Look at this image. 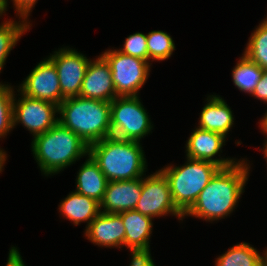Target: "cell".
I'll list each match as a JSON object with an SVG mask.
<instances>
[{"mask_svg": "<svg viewBox=\"0 0 267 266\" xmlns=\"http://www.w3.org/2000/svg\"><path fill=\"white\" fill-rule=\"evenodd\" d=\"M251 165L247 158H240L237 163L220 168L183 215V219L188 216L213 223L230 216L245 192L252 172Z\"/></svg>", "mask_w": 267, "mask_h": 266, "instance_id": "1", "label": "cell"}, {"mask_svg": "<svg viewBox=\"0 0 267 266\" xmlns=\"http://www.w3.org/2000/svg\"><path fill=\"white\" fill-rule=\"evenodd\" d=\"M31 141V152L46 177L58 175L89 153V146L59 122Z\"/></svg>", "mask_w": 267, "mask_h": 266, "instance_id": "2", "label": "cell"}, {"mask_svg": "<svg viewBox=\"0 0 267 266\" xmlns=\"http://www.w3.org/2000/svg\"><path fill=\"white\" fill-rule=\"evenodd\" d=\"M108 181L142 178L147 159L141 142L109 136L89 145V153Z\"/></svg>", "mask_w": 267, "mask_h": 266, "instance_id": "3", "label": "cell"}, {"mask_svg": "<svg viewBox=\"0 0 267 266\" xmlns=\"http://www.w3.org/2000/svg\"><path fill=\"white\" fill-rule=\"evenodd\" d=\"M58 122L76 133L88 146L111 136V102L80 96L58 106Z\"/></svg>", "mask_w": 267, "mask_h": 266, "instance_id": "4", "label": "cell"}, {"mask_svg": "<svg viewBox=\"0 0 267 266\" xmlns=\"http://www.w3.org/2000/svg\"><path fill=\"white\" fill-rule=\"evenodd\" d=\"M182 165L168 164L160 170L168 179L172 200L184 215L195 203L201 191L221 168L217 164L188 157Z\"/></svg>", "mask_w": 267, "mask_h": 266, "instance_id": "5", "label": "cell"}, {"mask_svg": "<svg viewBox=\"0 0 267 266\" xmlns=\"http://www.w3.org/2000/svg\"><path fill=\"white\" fill-rule=\"evenodd\" d=\"M142 103L140 96L116 97L111 101V136L142 142L152 133L154 124Z\"/></svg>", "mask_w": 267, "mask_h": 266, "instance_id": "6", "label": "cell"}, {"mask_svg": "<svg viewBox=\"0 0 267 266\" xmlns=\"http://www.w3.org/2000/svg\"><path fill=\"white\" fill-rule=\"evenodd\" d=\"M101 55L110 65L116 95L118 97L139 96V91L150 75L152 64L125 55L114 47L106 49Z\"/></svg>", "mask_w": 267, "mask_h": 266, "instance_id": "7", "label": "cell"}, {"mask_svg": "<svg viewBox=\"0 0 267 266\" xmlns=\"http://www.w3.org/2000/svg\"><path fill=\"white\" fill-rule=\"evenodd\" d=\"M149 174L142 177L141 197L134 210L153 219L171 215L183 222V214L172 200L170 185L164 173L158 169Z\"/></svg>", "mask_w": 267, "mask_h": 266, "instance_id": "8", "label": "cell"}, {"mask_svg": "<svg viewBox=\"0 0 267 266\" xmlns=\"http://www.w3.org/2000/svg\"><path fill=\"white\" fill-rule=\"evenodd\" d=\"M58 116L57 105L27 97L16 88L13 99V128L21 124L34 138L56 125Z\"/></svg>", "mask_w": 267, "mask_h": 266, "instance_id": "9", "label": "cell"}, {"mask_svg": "<svg viewBox=\"0 0 267 266\" xmlns=\"http://www.w3.org/2000/svg\"><path fill=\"white\" fill-rule=\"evenodd\" d=\"M48 58L54 63L59 77L62 101L79 96L90 58L70 46L53 51Z\"/></svg>", "mask_w": 267, "mask_h": 266, "instance_id": "10", "label": "cell"}, {"mask_svg": "<svg viewBox=\"0 0 267 266\" xmlns=\"http://www.w3.org/2000/svg\"><path fill=\"white\" fill-rule=\"evenodd\" d=\"M17 88L22 94L33 99L47 101L57 106L62 102L58 72L48 57L37 63Z\"/></svg>", "mask_w": 267, "mask_h": 266, "instance_id": "11", "label": "cell"}, {"mask_svg": "<svg viewBox=\"0 0 267 266\" xmlns=\"http://www.w3.org/2000/svg\"><path fill=\"white\" fill-rule=\"evenodd\" d=\"M225 142H227V138L224 135L195 127L186 141L185 157L210 161L221 168L229 167L240 159L221 156L222 148L226 145Z\"/></svg>", "mask_w": 267, "mask_h": 266, "instance_id": "12", "label": "cell"}, {"mask_svg": "<svg viewBox=\"0 0 267 266\" xmlns=\"http://www.w3.org/2000/svg\"><path fill=\"white\" fill-rule=\"evenodd\" d=\"M79 96L105 102H111L118 97L113 84L110 65L101 54L90 60Z\"/></svg>", "mask_w": 267, "mask_h": 266, "instance_id": "13", "label": "cell"}, {"mask_svg": "<svg viewBox=\"0 0 267 266\" xmlns=\"http://www.w3.org/2000/svg\"><path fill=\"white\" fill-rule=\"evenodd\" d=\"M125 228L120 214H100L84 230V237L101 248L125 247Z\"/></svg>", "mask_w": 267, "mask_h": 266, "instance_id": "14", "label": "cell"}, {"mask_svg": "<svg viewBox=\"0 0 267 266\" xmlns=\"http://www.w3.org/2000/svg\"><path fill=\"white\" fill-rule=\"evenodd\" d=\"M142 178L125 181H108L100 211L103 213H121L134 210L141 197Z\"/></svg>", "mask_w": 267, "mask_h": 266, "instance_id": "15", "label": "cell"}, {"mask_svg": "<svg viewBox=\"0 0 267 266\" xmlns=\"http://www.w3.org/2000/svg\"><path fill=\"white\" fill-rule=\"evenodd\" d=\"M125 230V247L129 255H151L150 238L154 219L135 210L119 213Z\"/></svg>", "mask_w": 267, "mask_h": 266, "instance_id": "16", "label": "cell"}, {"mask_svg": "<svg viewBox=\"0 0 267 266\" xmlns=\"http://www.w3.org/2000/svg\"><path fill=\"white\" fill-rule=\"evenodd\" d=\"M204 107L201 110L198 128L217 132L228 138V134L234 126V113L224 98L220 95H207Z\"/></svg>", "mask_w": 267, "mask_h": 266, "instance_id": "17", "label": "cell"}, {"mask_svg": "<svg viewBox=\"0 0 267 266\" xmlns=\"http://www.w3.org/2000/svg\"><path fill=\"white\" fill-rule=\"evenodd\" d=\"M61 217L69 220L74 226L81 223L88 225L100 214V203L95 199L71 191L58 205Z\"/></svg>", "mask_w": 267, "mask_h": 266, "instance_id": "18", "label": "cell"}, {"mask_svg": "<svg viewBox=\"0 0 267 266\" xmlns=\"http://www.w3.org/2000/svg\"><path fill=\"white\" fill-rule=\"evenodd\" d=\"M75 180L76 189L74 191L101 202L108 180L89 154L77 171Z\"/></svg>", "mask_w": 267, "mask_h": 266, "instance_id": "19", "label": "cell"}, {"mask_svg": "<svg viewBox=\"0 0 267 266\" xmlns=\"http://www.w3.org/2000/svg\"><path fill=\"white\" fill-rule=\"evenodd\" d=\"M214 266H264L265 250L259 252L248 242L230 247L225 253L215 258Z\"/></svg>", "mask_w": 267, "mask_h": 266, "instance_id": "20", "label": "cell"}, {"mask_svg": "<svg viewBox=\"0 0 267 266\" xmlns=\"http://www.w3.org/2000/svg\"><path fill=\"white\" fill-rule=\"evenodd\" d=\"M16 18H19L18 22ZM14 20L5 19L0 23V67H4L6 60L13 48L16 46L22 36L32 27V21L22 17H16Z\"/></svg>", "mask_w": 267, "mask_h": 266, "instance_id": "21", "label": "cell"}, {"mask_svg": "<svg viewBox=\"0 0 267 266\" xmlns=\"http://www.w3.org/2000/svg\"><path fill=\"white\" fill-rule=\"evenodd\" d=\"M262 73L263 69L242 53L232 69V81L239 91L250 96L261 79Z\"/></svg>", "mask_w": 267, "mask_h": 266, "instance_id": "22", "label": "cell"}, {"mask_svg": "<svg viewBox=\"0 0 267 266\" xmlns=\"http://www.w3.org/2000/svg\"><path fill=\"white\" fill-rule=\"evenodd\" d=\"M243 54L261 69L267 70V21L265 19L251 32Z\"/></svg>", "mask_w": 267, "mask_h": 266, "instance_id": "23", "label": "cell"}, {"mask_svg": "<svg viewBox=\"0 0 267 266\" xmlns=\"http://www.w3.org/2000/svg\"><path fill=\"white\" fill-rule=\"evenodd\" d=\"M148 62L167 60L176 49L171 35L163 30H153L147 33Z\"/></svg>", "mask_w": 267, "mask_h": 266, "instance_id": "24", "label": "cell"}, {"mask_svg": "<svg viewBox=\"0 0 267 266\" xmlns=\"http://www.w3.org/2000/svg\"><path fill=\"white\" fill-rule=\"evenodd\" d=\"M15 90L0 91V140L13 128V99Z\"/></svg>", "mask_w": 267, "mask_h": 266, "instance_id": "25", "label": "cell"}, {"mask_svg": "<svg viewBox=\"0 0 267 266\" xmlns=\"http://www.w3.org/2000/svg\"><path fill=\"white\" fill-rule=\"evenodd\" d=\"M122 46L117 49L121 53L148 62L147 34L135 32L127 36Z\"/></svg>", "mask_w": 267, "mask_h": 266, "instance_id": "26", "label": "cell"}, {"mask_svg": "<svg viewBox=\"0 0 267 266\" xmlns=\"http://www.w3.org/2000/svg\"><path fill=\"white\" fill-rule=\"evenodd\" d=\"M12 1L13 9L16 11L17 17H22L30 21V14L33 11L38 0H10Z\"/></svg>", "mask_w": 267, "mask_h": 266, "instance_id": "27", "label": "cell"}, {"mask_svg": "<svg viewBox=\"0 0 267 266\" xmlns=\"http://www.w3.org/2000/svg\"><path fill=\"white\" fill-rule=\"evenodd\" d=\"M250 96L267 104V70H263L261 79Z\"/></svg>", "mask_w": 267, "mask_h": 266, "instance_id": "28", "label": "cell"}, {"mask_svg": "<svg viewBox=\"0 0 267 266\" xmlns=\"http://www.w3.org/2000/svg\"><path fill=\"white\" fill-rule=\"evenodd\" d=\"M19 248L11 246L8 252L7 263L5 266H26Z\"/></svg>", "mask_w": 267, "mask_h": 266, "instance_id": "29", "label": "cell"}, {"mask_svg": "<svg viewBox=\"0 0 267 266\" xmlns=\"http://www.w3.org/2000/svg\"><path fill=\"white\" fill-rule=\"evenodd\" d=\"M129 266H156L152 255H131Z\"/></svg>", "mask_w": 267, "mask_h": 266, "instance_id": "30", "label": "cell"}, {"mask_svg": "<svg viewBox=\"0 0 267 266\" xmlns=\"http://www.w3.org/2000/svg\"><path fill=\"white\" fill-rule=\"evenodd\" d=\"M258 124V127H260V130L262 131L261 133L264 134L266 136L265 139H267V110L264 113V116L259 120Z\"/></svg>", "mask_w": 267, "mask_h": 266, "instance_id": "31", "label": "cell"}, {"mask_svg": "<svg viewBox=\"0 0 267 266\" xmlns=\"http://www.w3.org/2000/svg\"><path fill=\"white\" fill-rule=\"evenodd\" d=\"M7 155L6 151L0 147V173L4 171V166L8 158Z\"/></svg>", "mask_w": 267, "mask_h": 266, "instance_id": "32", "label": "cell"}, {"mask_svg": "<svg viewBox=\"0 0 267 266\" xmlns=\"http://www.w3.org/2000/svg\"><path fill=\"white\" fill-rule=\"evenodd\" d=\"M9 1L8 0H0V18L2 16L6 15V11H8V7H9Z\"/></svg>", "mask_w": 267, "mask_h": 266, "instance_id": "33", "label": "cell"}, {"mask_svg": "<svg viewBox=\"0 0 267 266\" xmlns=\"http://www.w3.org/2000/svg\"><path fill=\"white\" fill-rule=\"evenodd\" d=\"M4 67H0V73L3 70ZM14 87V88H13ZM15 86H11L10 84H6L5 82L3 83L2 81L0 82V91H6V90H15Z\"/></svg>", "mask_w": 267, "mask_h": 266, "instance_id": "34", "label": "cell"}, {"mask_svg": "<svg viewBox=\"0 0 267 266\" xmlns=\"http://www.w3.org/2000/svg\"><path fill=\"white\" fill-rule=\"evenodd\" d=\"M260 150L264 153V159H265L266 165H267V139H264L263 147L261 149H259V151Z\"/></svg>", "mask_w": 267, "mask_h": 266, "instance_id": "35", "label": "cell"}, {"mask_svg": "<svg viewBox=\"0 0 267 266\" xmlns=\"http://www.w3.org/2000/svg\"><path fill=\"white\" fill-rule=\"evenodd\" d=\"M265 261H266V264H267V247L265 248Z\"/></svg>", "mask_w": 267, "mask_h": 266, "instance_id": "36", "label": "cell"}]
</instances>
